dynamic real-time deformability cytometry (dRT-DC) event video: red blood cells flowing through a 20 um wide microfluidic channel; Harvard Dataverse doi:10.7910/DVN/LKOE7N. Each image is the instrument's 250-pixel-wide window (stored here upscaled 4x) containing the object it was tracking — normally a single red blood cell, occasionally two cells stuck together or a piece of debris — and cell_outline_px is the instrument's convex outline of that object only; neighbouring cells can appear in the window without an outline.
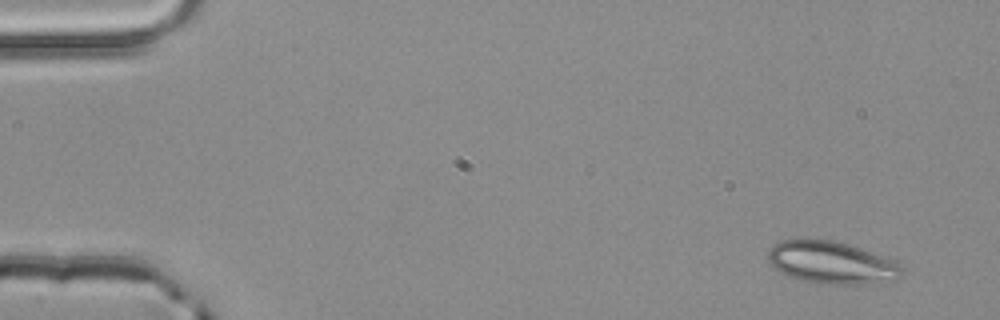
{"species": "common noctule bat (a hibernating species)", "species_latin": "Nyctalus noctula", "temperature_condition": "room temperature", "stored_images_in_passage": 4, "camera_frame_rate_fps": 3000, "um_per_image_px": 0.085, "animal": {"sex": "male", "body_mass_g": 20.4}, "frame": {"image": 1, "passage_image": 1, "time_ms": 0.0, "image_size_px": [1000, 320], "cell_outline_px": [[904, 268], [900, 276], [896, 280], [852, 284], [836, 284], [800, 280], [788, 276], [780, 272], [768, 264], [768, 252], [780, 240], [800, 236], [832, 240], [848, 244], [900, 264]], "centroid_in_image_um": [70.58, 22.28], "position_along_channel_um": 14.4, "area_um2": 33.06}}